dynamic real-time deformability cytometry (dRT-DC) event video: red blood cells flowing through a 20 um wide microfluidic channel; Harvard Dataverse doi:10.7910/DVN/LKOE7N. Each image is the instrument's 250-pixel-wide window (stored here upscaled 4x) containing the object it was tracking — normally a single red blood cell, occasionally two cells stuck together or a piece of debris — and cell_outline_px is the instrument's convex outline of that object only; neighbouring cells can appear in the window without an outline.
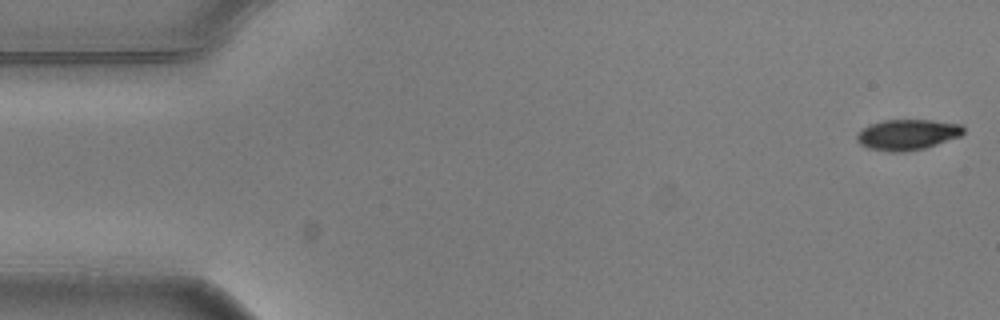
{"species": "common noctule bat (a hibernating species)", "species_latin": "Nyctalus noctula", "temperature_condition": "warm", "stored_images_in_passage": 5, "camera_frame_rate_fps": 3000, "um_per_image_px": 0.085, "animal": {"sex": "male", "body_mass_g": 20.5, "forearm_length_mm": 52.5}, "frame": {"image": 1, "passage_image": 1, "time_ms": 0.0, "image_size_px": [1000, 320], "cell_outline_px": [[964, 132], [960, 136], [924, 148], [904, 152], [892, 152], [868, 148], [860, 144], [856, 140], [856, 132], [872, 124], [884, 120], [932, 120], [964, 124]], "centroid_in_image_um": [77.13, 11.44], "position_along_channel_um": 7.9, "area_um2": 19.02}}
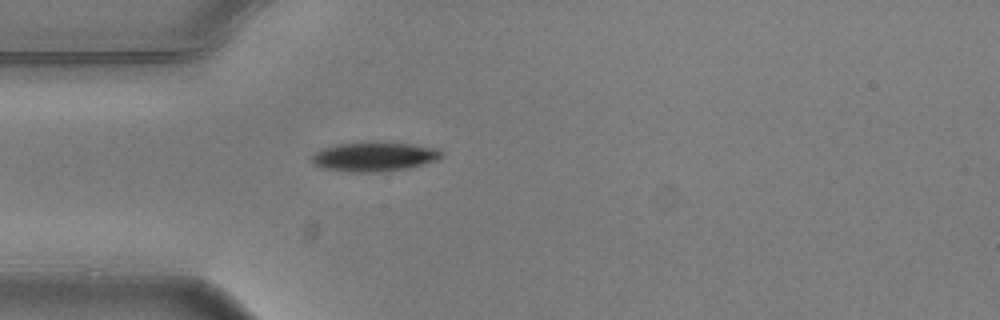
{"frame": {"image": 2, "passage_image": 5, "time_ms": 1.333, "image_size_px": [1000, 320], "cell_outline_px": [[444, 156], [440, 160], [408, 168], [384, 172], [348, 172], [320, 168], [312, 164], [312, 156], [320, 148], [336, 144], [372, 140], [412, 144], [440, 148], [444, 152]], "centroid_in_image_um": [31.84, 13.3], "position_along_channel_um": 53.2, "area_um2": 23.18}}